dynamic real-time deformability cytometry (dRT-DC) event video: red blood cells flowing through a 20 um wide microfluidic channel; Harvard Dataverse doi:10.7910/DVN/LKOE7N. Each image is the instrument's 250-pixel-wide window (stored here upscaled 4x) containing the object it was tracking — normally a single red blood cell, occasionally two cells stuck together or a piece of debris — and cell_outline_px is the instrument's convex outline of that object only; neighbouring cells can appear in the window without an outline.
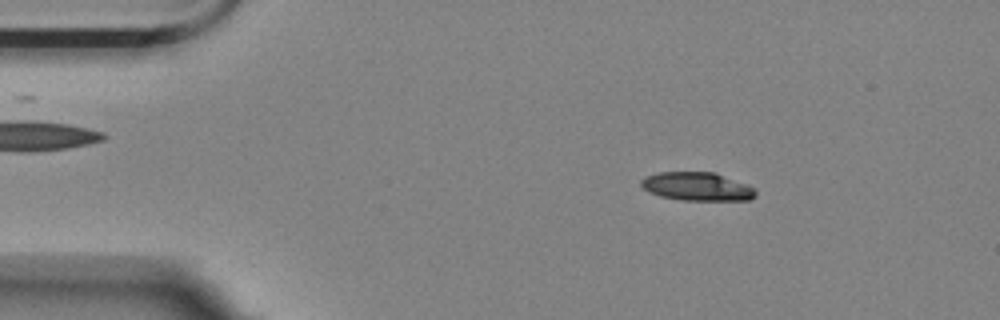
{"species": "Egyptian fruit bat (a non-hibernating species)", "species_latin": "Rousettus aegyptiacus", "temperature_condition": "room temperature", "stored_images_in_passage": 52, "camera_frame_rate_fps": 3000, "um_per_image_px": 0.085, "animal": {"sex": "female"}, "frame": {"image": 1, "passage_image": 4, "time_ms": 1.0, "image_size_px": [1000, 320], "cell_outline_px": [[756, 196], [752, 200], [684, 200], [660, 196], [648, 192], [640, 184], [640, 180], [644, 176], [660, 172], [716, 172], [748, 184], [756, 188]], "centroid_in_image_um": [59.29, 15.85], "position_along_channel_um": 25.7, "area_um2": 19.25}}
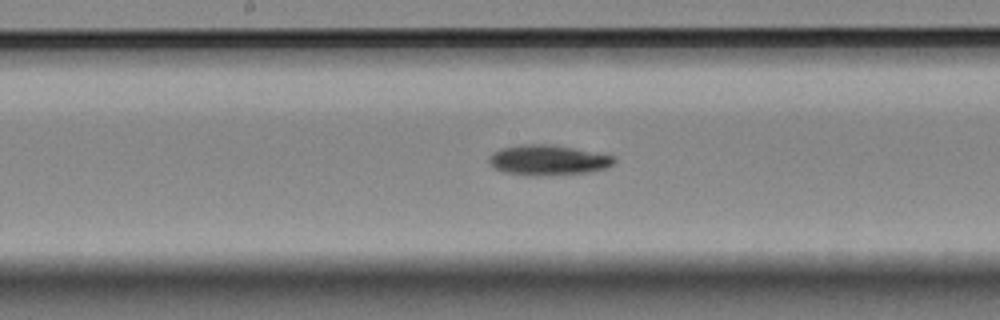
{"frame": {"image": 2, "passage_image": 24, "time_ms": 7.667, "image_size_px": [1000, 320], "cell_outline_px": [[616, 160], [612, 164], [604, 168], [584, 172], [536, 176], [532, 176], [504, 172], [492, 168], [488, 160], [492, 152], [500, 148], [524, 144], [548, 144], [572, 148], [612, 156]], "centroid_in_image_um": [46.47, 13.61], "position_along_channel_um": 201.7, "area_um2": 21.68}}
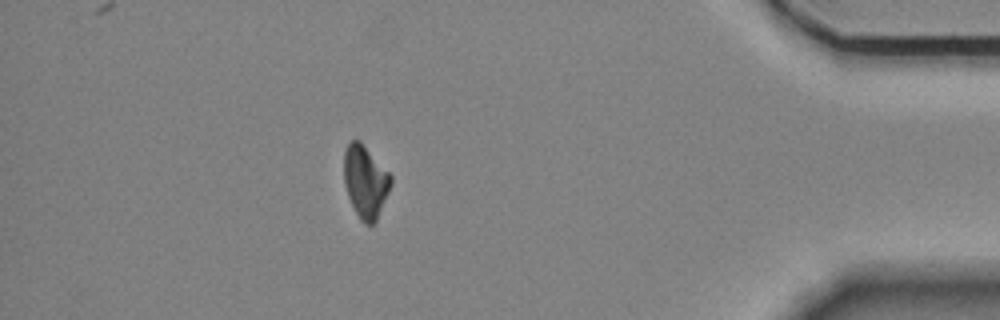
{"frame": {"image": 3, "passage_image": 45, "time_ms": 14.667, "image_size_px": [1000, 320], "cell_outline_px": [[392, 184], [376, 220], [372, 224], [364, 224], [360, 220], [348, 196], [344, 184], [344, 152], [348, 144], [352, 140], [360, 140], [392, 176]], "centroid_in_image_um": [31.05, 15.42], "position_along_channel_um": 404.1, "area_um2": 19.65}, "authors_computed_cell_mechanics": {"area_um2": 20.5768, "velocity_mm_per_s": 3.5364, "shape_relaxation_time_tau1_ms": 3.9958, "shape_relaxation_time_tau2_ms": null, "deformation_change_tau1": 0.1251, "deformation_change_tau2": null}}